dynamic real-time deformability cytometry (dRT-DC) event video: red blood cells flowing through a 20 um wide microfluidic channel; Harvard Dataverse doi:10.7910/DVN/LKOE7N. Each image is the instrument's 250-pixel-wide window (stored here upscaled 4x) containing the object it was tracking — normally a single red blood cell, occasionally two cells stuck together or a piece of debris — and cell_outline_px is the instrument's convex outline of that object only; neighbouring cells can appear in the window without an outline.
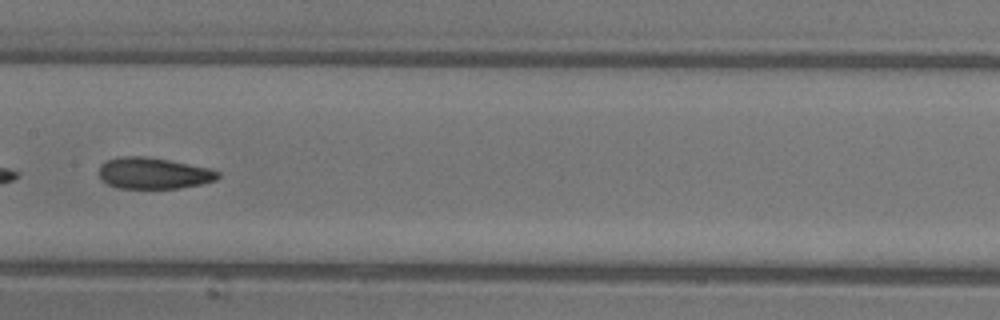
{"species": "common noctule bat (a hibernating species)", "species_latin": "Nyctalus noctula", "temperature_condition": "warm", "stored_images_in_passage": 34, "camera_frame_rate_fps": 3000, "um_per_image_px": 0.085, "animal": {"sex": "female"}, "frame": {"image": 1, "passage_image": 14, "time_ms": 4.333, "image_size_px": [1000, 320], "cell_outline_px": [[220, 176], [216, 180], [200, 184], [180, 188], [120, 188], [108, 184], [100, 176], [100, 164], [108, 160], [120, 156], [144, 156], [168, 160], [208, 168], [220, 172]], "centroid_in_image_um": [13.06, 14.72], "position_along_channel_um": 194.3, "area_um2": 21.44}}
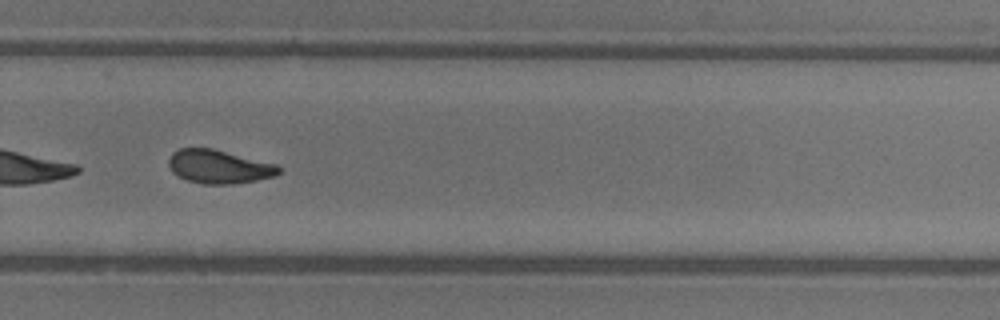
{"frame": {"image": 2, "passage_image": 22, "time_ms": 7.0, "image_size_px": [1000, 320], "cell_outline_px": [[280, 172], [276, 176], [256, 180], [232, 184], [204, 184], [188, 180], [172, 172], [168, 164], [168, 160], [172, 152], [180, 148], [212, 148], [276, 164], [280, 168]], "centroid_in_image_um": [18.6, 14.16], "position_along_channel_um": 311.2, "area_um2": 21.44}, "authors_computed_cell_mechanics": {"area_um2": 21.8773, "velocity_mm_per_s": 4.4066, "shape_relaxation_time_tau1_ms": null, "shape_relaxation_time_tau2_ms": 1.5249, "deformation_change_tau1": null, "deformation_change_tau2": 0.0752}}